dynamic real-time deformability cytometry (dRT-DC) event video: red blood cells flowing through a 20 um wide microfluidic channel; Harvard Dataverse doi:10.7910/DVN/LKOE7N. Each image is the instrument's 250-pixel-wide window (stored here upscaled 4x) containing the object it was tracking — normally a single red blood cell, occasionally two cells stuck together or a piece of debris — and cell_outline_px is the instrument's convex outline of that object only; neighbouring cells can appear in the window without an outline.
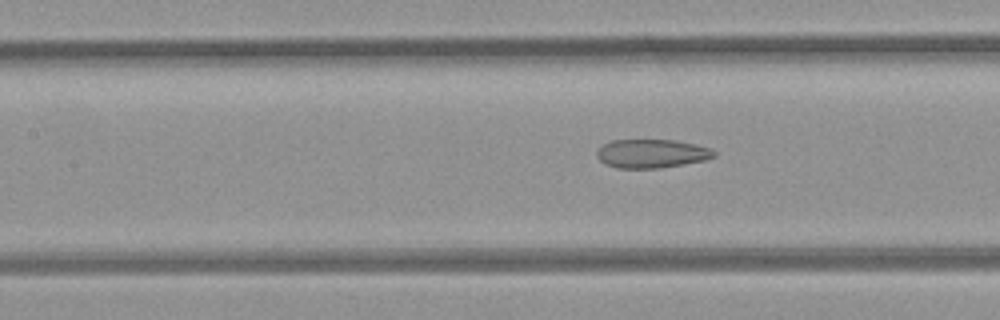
{"species": "common noctule bat (a hibernating species)", "species_latin": "Nyctalus noctula", "temperature_condition": "room temperature", "stored_images_in_passage": 9, "segment_of_instrument_passage": [2, 2], "camera_frame_rate_fps": 3000, "um_per_image_px": 0.085, "animal": {"sex": "female", "body_mass_g": 21.9}, "frame": {"image": 1, "passage_image": 9, "time_ms": 2.667, "image_size_px": [1000, 320], "cell_outline_px": [[716, 156], [704, 160], [660, 168], [616, 168], [604, 164], [596, 156], [596, 152], [604, 144], [612, 140], [676, 140], [696, 144], [708, 148], [716, 152]], "centroid_in_image_um": [55.37, 13.05], "position_along_channel_um": 152.0, "area_um2": 19.54}}